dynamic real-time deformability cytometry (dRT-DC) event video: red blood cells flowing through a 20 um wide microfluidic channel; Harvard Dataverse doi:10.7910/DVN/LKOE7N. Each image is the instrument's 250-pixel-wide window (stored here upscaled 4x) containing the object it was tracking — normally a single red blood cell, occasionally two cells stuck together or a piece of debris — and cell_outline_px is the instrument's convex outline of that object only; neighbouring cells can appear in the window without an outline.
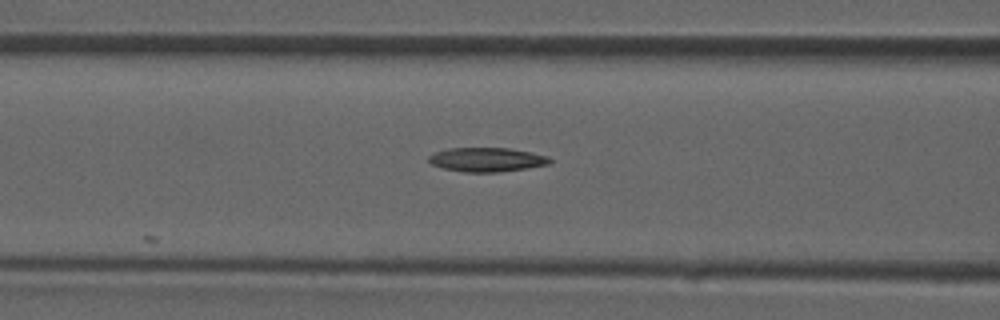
{"species": "common noctule bat (a hibernating species)", "species_latin": "Nyctalus noctula", "temperature_condition": "room temperature", "stored_images_in_passage": 27, "camera_frame_rate_fps": 3000, "um_per_image_px": 0.085, "animal": {"sex": "male", "forearm_length_mm": 52.5}, "frame": {"image": 1, "passage_image": 18, "time_ms": 5.667, "image_size_px": [1000, 320], "cell_outline_px": [[552, 160], [548, 164], [528, 168], [500, 172], [464, 172], [444, 168], [432, 164], [428, 160], [428, 156], [436, 152], [448, 148], [508, 148], [548, 156]], "centroid_in_image_um": [41.37, 13.57], "position_along_channel_um": 125.2, "area_um2": 16.88}}